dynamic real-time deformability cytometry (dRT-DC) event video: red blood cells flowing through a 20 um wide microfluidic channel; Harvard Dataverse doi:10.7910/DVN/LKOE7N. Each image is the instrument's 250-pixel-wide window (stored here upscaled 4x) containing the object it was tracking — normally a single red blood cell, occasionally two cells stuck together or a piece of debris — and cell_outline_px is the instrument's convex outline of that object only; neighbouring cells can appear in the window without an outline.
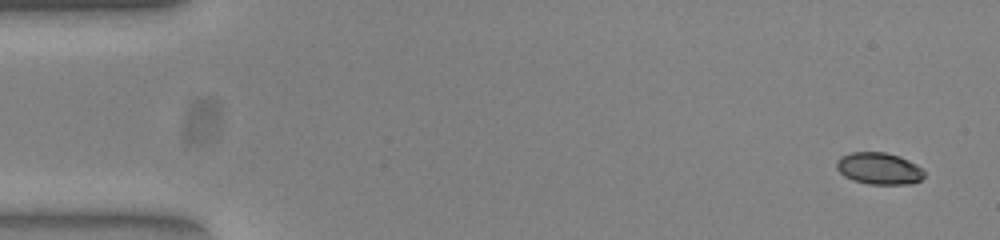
{"species": "common noctule bat (a hibernating species)", "species_latin": "Nyctalus noctula", "temperature_condition": "warm", "stored_images_in_passage": 51, "camera_frame_rate_fps": 3000, "um_per_image_px": 0.085, "animal": {"sex": "female", "body_mass_g": 23.0, "forearm_length_mm": 53.4}, "frame": {"image": 1, "passage_image": 1, "time_ms": 0.0, "image_size_px": [1000, 240], "cell_outline_px": [[924, 176], [920, 180], [912, 184], [868, 184], [852, 180], [844, 176], [836, 168], [836, 160], [840, 156], [852, 152], [884, 152], [900, 156], [916, 164], [924, 172]], "centroid_in_image_um": [74.69, 14.32], "position_along_channel_um": 10.3, "area_um2": 16.36}}
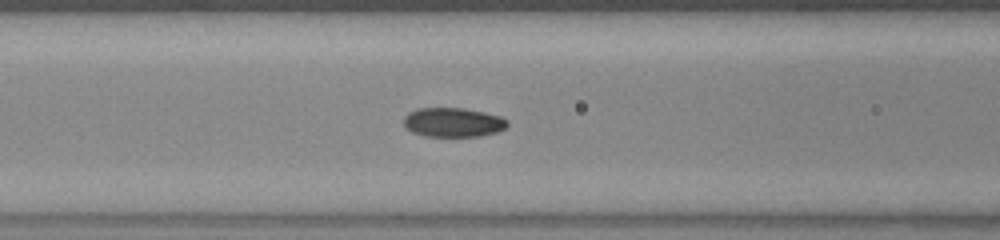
{"frame": {"image": 2, "passage_image": 20, "time_ms": 6.333, "image_size_px": [1000, 240], "cell_outline_px": [[508, 124], [504, 128], [496, 132], [480, 136], [424, 136], [412, 132], [404, 124], [404, 116], [408, 112], [416, 108], [464, 108], [484, 112], [500, 116], [508, 120]], "centroid_in_image_um": [38.5, 10.39], "position_along_channel_um": 128.1, "area_um2": 17.69}}
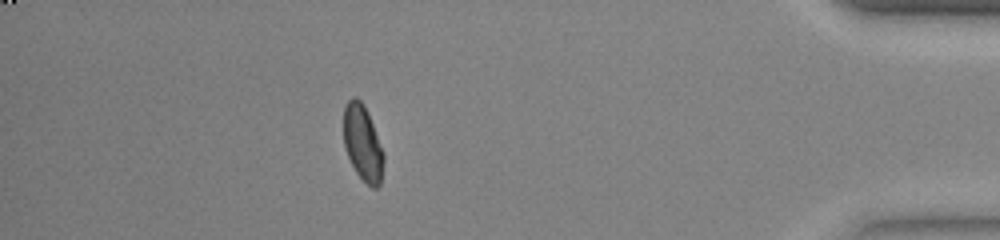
{"frame": {"image": 3, "passage_image": 45, "time_ms": 14.667, "image_size_px": [1000, 240], "cell_outline_px": [[384, 160], [380, 184], [376, 188], [372, 188], [356, 172], [344, 148], [344, 108], [348, 100], [352, 96], [356, 96], [364, 104], [368, 112], [384, 152]], "centroid_in_image_um": [30.83, 12.13], "position_along_channel_um": 404.4, "area_um2": 17.69}, "authors_computed_cell_mechanics": {"area_um2": 17.6868, "velocity_mm_per_s": 3.9229, "shape_relaxation_time_tau1_ms": 4.2216, "shape_relaxation_time_tau2_ms": 1.9613, "deformation_change_tau1": 0.1337, "deformation_change_tau2": 0.0498}}